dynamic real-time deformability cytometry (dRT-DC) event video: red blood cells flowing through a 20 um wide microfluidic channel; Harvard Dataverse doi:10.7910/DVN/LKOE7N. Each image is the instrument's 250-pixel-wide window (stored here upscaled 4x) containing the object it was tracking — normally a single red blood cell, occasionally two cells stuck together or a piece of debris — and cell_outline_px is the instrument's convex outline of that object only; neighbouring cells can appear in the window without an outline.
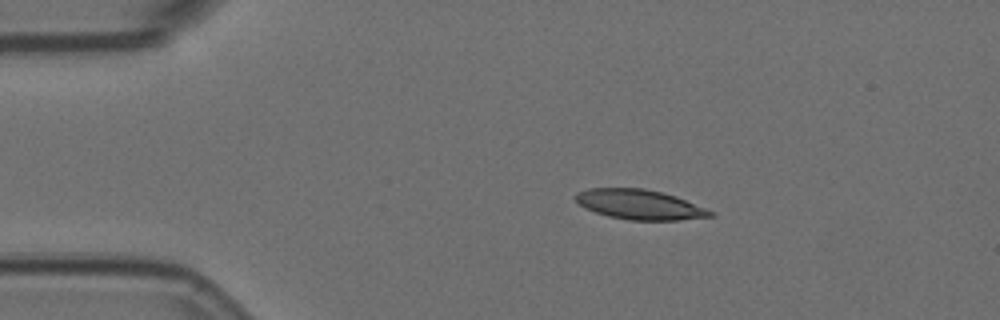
{"species": "Egyptian fruit bat (a non-hibernating species)", "species_latin": "Rousettus aegyptiacus", "temperature_condition": "room temperature", "stored_images_in_passage": 4, "camera_frame_rate_fps": 3000, "um_per_image_px": 0.085, "animal": {"sex": "female"}, "frame": {"image": 1, "passage_image": 2, "time_ms": 0.333, "image_size_px": [1000, 320], "cell_outline_px": [[716, 216], [680, 220], [628, 220], [608, 216], [584, 208], [576, 200], [576, 196], [580, 192], [588, 188], [644, 188], [676, 196], [716, 212]], "centroid_in_image_um": [54.43, 17.39], "position_along_channel_um": 30.6, "area_um2": 23.41}}